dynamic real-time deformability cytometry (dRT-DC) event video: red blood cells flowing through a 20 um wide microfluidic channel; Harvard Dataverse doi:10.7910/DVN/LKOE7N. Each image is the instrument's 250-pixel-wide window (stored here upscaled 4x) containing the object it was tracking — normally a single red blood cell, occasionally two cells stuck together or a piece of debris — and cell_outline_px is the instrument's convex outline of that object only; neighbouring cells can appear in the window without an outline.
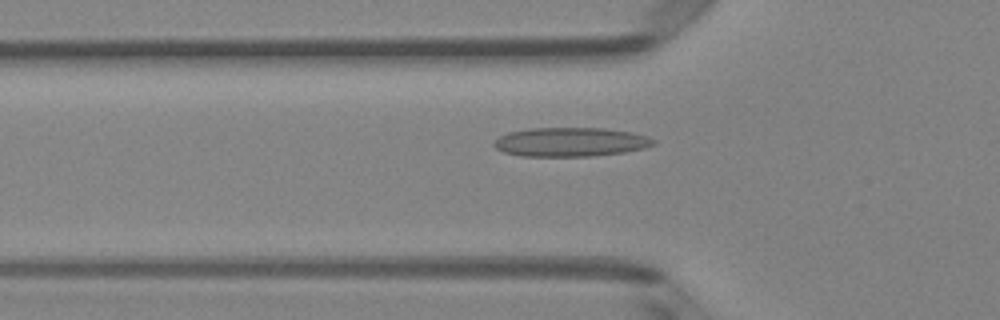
{"species": "Egyptian fruit bat (a non-hibernating species)", "species_latin": "Rousettus aegyptiacus", "temperature_condition": "room temperature", "stored_images_in_passage": 50, "camera_frame_rate_fps": 3000, "um_per_image_px": 0.085, "animal": {"sex": "female"}, "frame": {"image": 1, "passage_image": 17, "time_ms": 5.333, "image_size_px": [1000, 320], "cell_outline_px": [[656, 144], [644, 148], [624, 152], [592, 156], [520, 156], [504, 152], [496, 148], [492, 144], [500, 136], [508, 132], [528, 128], [604, 128], [632, 132], [648, 136], [656, 140]], "centroid_in_image_um": [48.51, 12.06], "position_along_channel_um": 77.3, "area_um2": 27.11}}
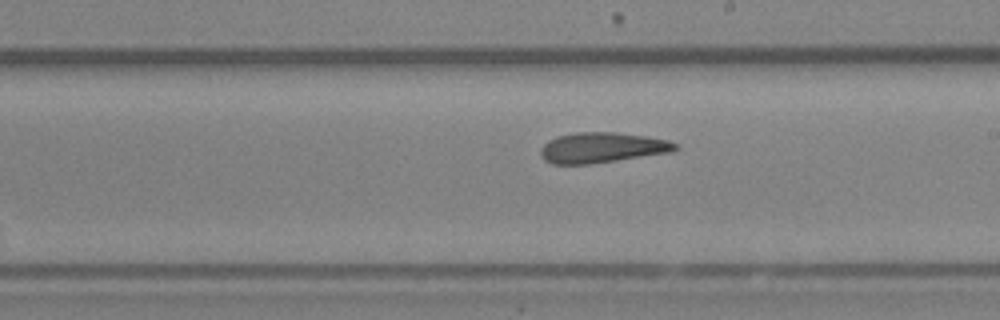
{"frame": {"image": 2, "passage_image": 29, "time_ms": 9.333, "image_size_px": [1000, 320], "cell_outline_px": [[680, 148], [672, 152], [588, 164], [552, 164], [544, 160], [540, 156], [540, 148], [548, 140], [556, 136], [576, 132], [616, 132], [644, 136], [668, 140], [676, 144]], "centroid_in_image_um": [51.13, 12.54], "position_along_channel_um": 237.9, "area_um2": 23.87}}
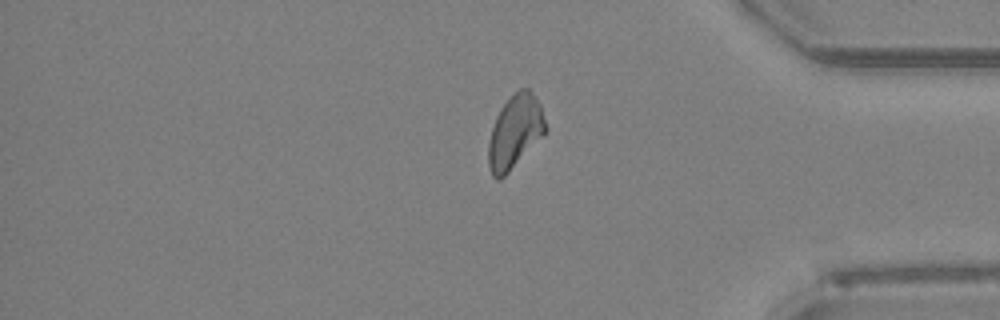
{"frame": {"image": 3, "passage_image": 42, "time_ms": 13.667, "image_size_px": [1000, 320], "cell_outline_px": [[548, 128], [544, 136], [500, 180], [496, 180], [492, 176], [488, 164], [488, 144], [492, 128], [496, 116], [500, 108], [520, 88], [528, 88], [536, 96], [540, 104]], "centroid_in_image_um": [43.79, 11.21], "position_along_channel_um": 391.4, "area_um2": 24.45}, "authors_computed_cell_mechanics": {"area_um2": 24.1604, "velocity_mm_per_s": 4.0277, "shape_relaxation_time_tau1_ms": null, "shape_relaxation_time_tau2_ms": 3.5858, "deformation_change_tau1": null, "deformation_change_tau2": 0.1274}}